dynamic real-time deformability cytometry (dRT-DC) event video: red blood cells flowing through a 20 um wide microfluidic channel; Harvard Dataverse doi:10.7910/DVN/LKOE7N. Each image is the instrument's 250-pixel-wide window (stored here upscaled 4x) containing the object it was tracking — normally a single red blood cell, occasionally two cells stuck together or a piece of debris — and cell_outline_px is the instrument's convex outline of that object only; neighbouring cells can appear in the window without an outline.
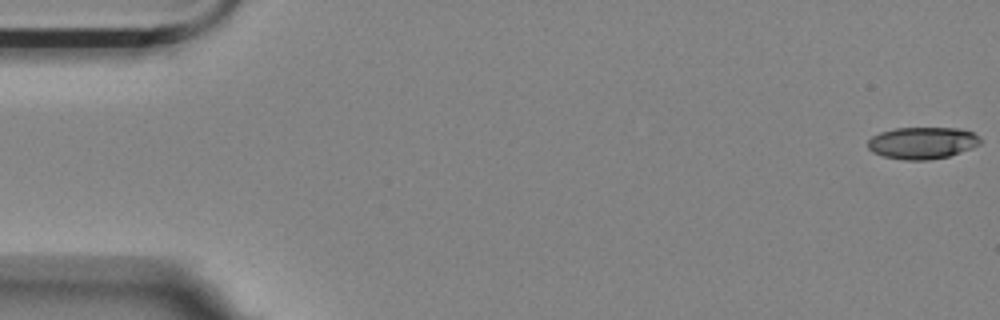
{"species": "Egyptian fruit bat (a non-hibernating species)", "species_latin": "Rousettus aegyptiacus", "temperature_condition": "room temperature", "stored_images_in_passage": 56, "camera_frame_rate_fps": 3000, "um_per_image_px": 0.085, "animal": {"sex": "female"}, "frame": {"image": 1, "passage_image": 1, "time_ms": 0.0, "image_size_px": [1000, 320], "cell_outline_px": [[980, 144], [972, 148], [948, 156], [928, 160], [904, 160], [884, 156], [872, 152], [868, 148], [868, 140], [872, 136], [880, 132], [896, 128], [956, 128], [972, 132], [980, 136]], "centroid_in_image_um": [78.39, 12.15], "position_along_channel_um": 6.6, "area_um2": 20.87}}
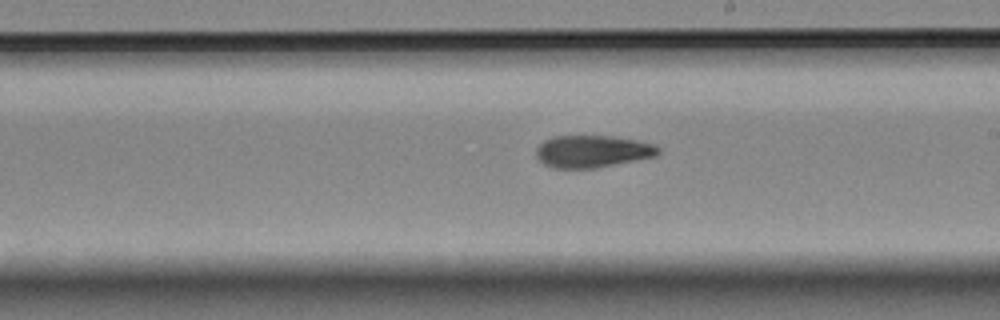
{"frame": {"image": 2, "passage_image": 32, "time_ms": 10.333, "image_size_px": [1000, 320], "cell_outline_px": [[660, 152], [656, 156], [596, 168], [552, 168], [544, 164], [536, 156], [536, 148], [544, 140], [556, 136], [612, 136], [636, 140], [656, 144], [660, 148]], "centroid_in_image_um": [50.37, 12.87], "position_along_channel_um": 238.6, "area_um2": 22.95}}
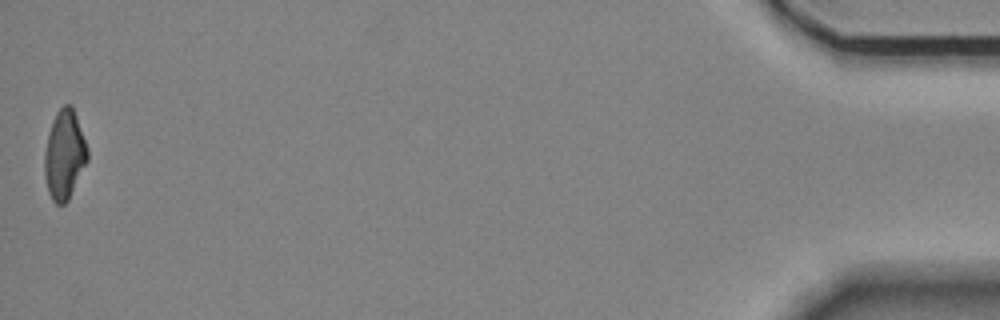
{"frame": {"image": 3, "passage_image": 56, "time_ms": 18.333, "image_size_px": [1000, 320], "cell_outline_px": [[88, 160], [68, 200], [64, 204], [56, 204], [52, 200], [48, 192], [44, 176], [44, 152], [48, 132], [52, 120], [56, 112], [64, 104], [72, 104], [88, 148]], "centroid_in_image_um": [5.46, 13.14], "position_along_channel_um": 429.7, "area_um2": 22.54}, "authors_computed_cell_mechanics": {"area_um2": 22.8599, "velocity_mm_per_s": 3.5613, "shape_relaxation_time_tau1_ms": 8.2976, "shape_relaxation_time_tau2_ms": 4.62, "deformation_change_tau1": 0.2045, "deformation_change_tau2": 0.1279}}